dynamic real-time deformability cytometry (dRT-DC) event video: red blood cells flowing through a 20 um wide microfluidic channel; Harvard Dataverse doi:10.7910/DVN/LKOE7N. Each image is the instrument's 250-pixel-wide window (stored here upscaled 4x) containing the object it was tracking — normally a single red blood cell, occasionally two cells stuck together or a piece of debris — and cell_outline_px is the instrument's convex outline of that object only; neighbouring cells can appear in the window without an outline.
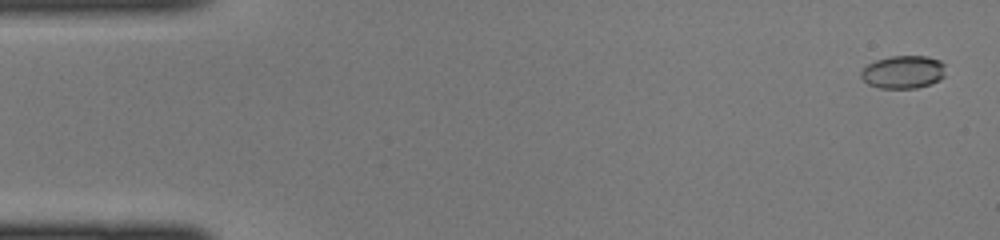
{"species": "common noctule bat (a hibernating species)", "species_latin": "Nyctalus noctula", "temperature_condition": "cold", "stored_images_in_passage": 43, "camera_frame_rate_fps": 3000, "um_per_image_px": 0.085, "animal": {"sex": "female", "body_mass_g": 22.0, "forearm_length_mm": 56.7}, "frame": {"image": 1, "passage_image": 2, "time_ms": 0.333, "image_size_px": [1000, 240], "cell_outline_px": [[944, 76], [940, 80], [916, 88], [880, 88], [868, 84], [860, 76], [860, 72], [868, 64], [876, 60], [892, 56], [924, 56], [940, 60], [944, 64]], "centroid_in_image_um": [76.77, 6.12], "position_along_channel_um": 8.2, "area_um2": 16.13}}
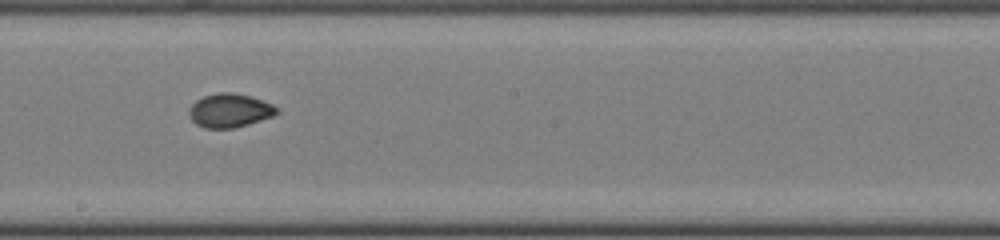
{"frame": {"image": 2, "passage_image": 25, "time_ms": 8.0, "image_size_px": [1000, 240], "cell_outline_px": [[280, 112], [272, 116], [236, 128], [204, 128], [196, 124], [192, 120], [188, 112], [188, 108], [196, 100], [204, 96], [220, 92], [232, 92], [252, 96], [272, 104], [280, 108]], "centroid_in_image_um": [19.53, 9.39], "position_along_channel_um": 228.7, "area_um2": 17.4}}
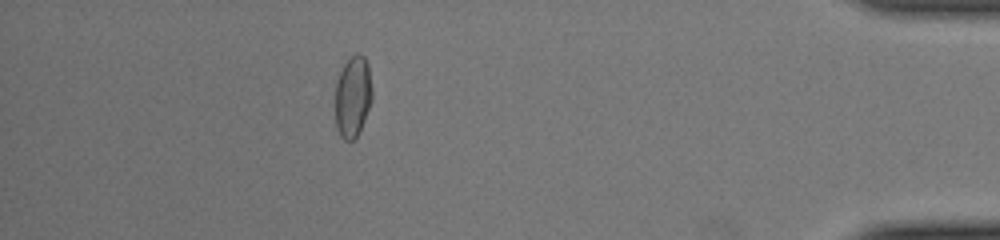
{"frame": {"image": 3, "passage_image": 40, "time_ms": 13.0, "image_size_px": [1000, 240], "cell_outline_px": [[372, 100], [364, 120], [356, 136], [352, 140], [344, 140], [340, 136], [336, 128], [336, 80], [344, 64], [356, 52], [360, 52], [364, 56], [368, 64], [372, 88]], "centroid_in_image_um": [29.99, 8.18], "position_along_channel_um": 405.2, "area_um2": 17.46}}